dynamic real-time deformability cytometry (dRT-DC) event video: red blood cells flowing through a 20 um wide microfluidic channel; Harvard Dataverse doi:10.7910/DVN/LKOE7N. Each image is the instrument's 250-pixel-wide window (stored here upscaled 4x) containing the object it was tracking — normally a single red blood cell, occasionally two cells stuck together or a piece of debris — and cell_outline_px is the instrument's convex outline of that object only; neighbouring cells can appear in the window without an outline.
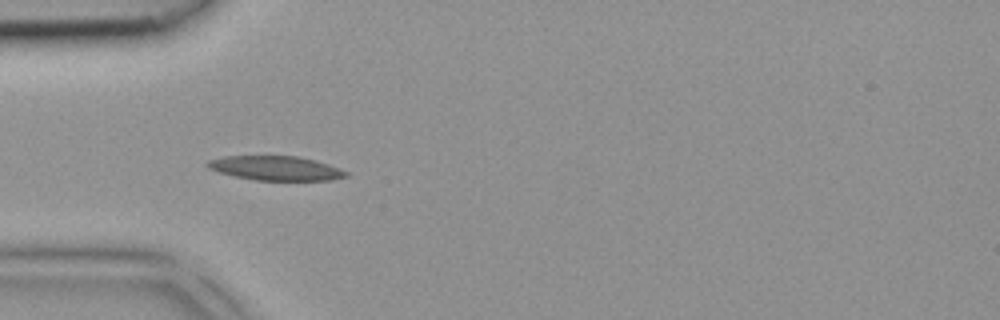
{"species": "common noctule bat (a hibernating species)", "species_latin": "Nyctalus noctula", "temperature_condition": "room temperature", "stored_images_in_passage": 4, "camera_frame_rate_fps": 3000, "um_per_image_px": 0.085, "animal": {"sex": "female", "body_mass_g": 18.4}, "frame": {"image": 1, "passage_image": 3, "time_ms": 0.667, "image_size_px": [1000, 320], "cell_outline_px": [[348, 176], [332, 180], [256, 180], [232, 176], [208, 168], [204, 164], [208, 160], [224, 156], [296, 156], [316, 160], [340, 168], [348, 172]], "centroid_in_image_um": [23.43, 14.29], "position_along_channel_um": 61.6, "area_um2": 19.71}}